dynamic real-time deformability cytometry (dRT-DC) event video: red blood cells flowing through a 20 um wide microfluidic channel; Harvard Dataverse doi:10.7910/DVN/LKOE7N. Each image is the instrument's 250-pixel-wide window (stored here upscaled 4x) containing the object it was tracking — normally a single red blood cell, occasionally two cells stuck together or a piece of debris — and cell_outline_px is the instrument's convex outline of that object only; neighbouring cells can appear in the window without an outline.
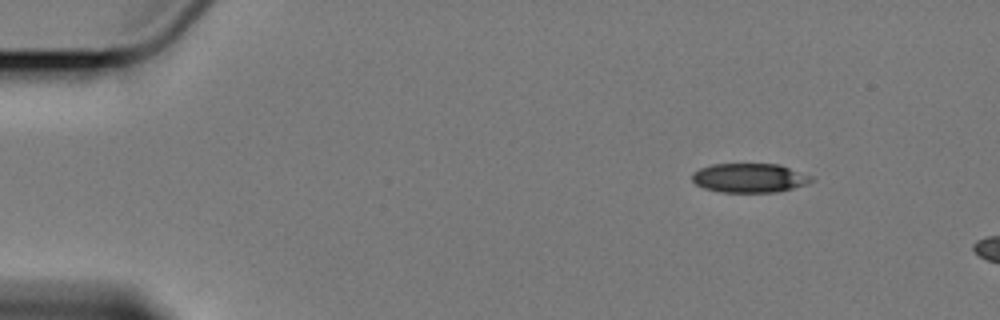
{"species": "Egyptian fruit bat (a non-hibernating species)", "species_latin": "Rousettus aegyptiacus", "temperature_condition": "cold", "stored_images_in_passage": 3, "camera_frame_rate_fps": 3000, "um_per_image_px": 0.085, "animal": {"sex": "female"}, "frame": {"image": 1, "passage_image": 1, "time_ms": 0.0, "image_size_px": [1000, 320], "cell_outline_px": [[816, 180], [808, 184], [776, 192], [720, 192], [704, 188], [696, 184], [692, 180], [692, 172], [700, 168], [712, 164], [780, 164], [812, 176]], "centroid_in_image_um": [63.72, 15.12], "position_along_channel_um": 21.3, "area_um2": 20.4}}